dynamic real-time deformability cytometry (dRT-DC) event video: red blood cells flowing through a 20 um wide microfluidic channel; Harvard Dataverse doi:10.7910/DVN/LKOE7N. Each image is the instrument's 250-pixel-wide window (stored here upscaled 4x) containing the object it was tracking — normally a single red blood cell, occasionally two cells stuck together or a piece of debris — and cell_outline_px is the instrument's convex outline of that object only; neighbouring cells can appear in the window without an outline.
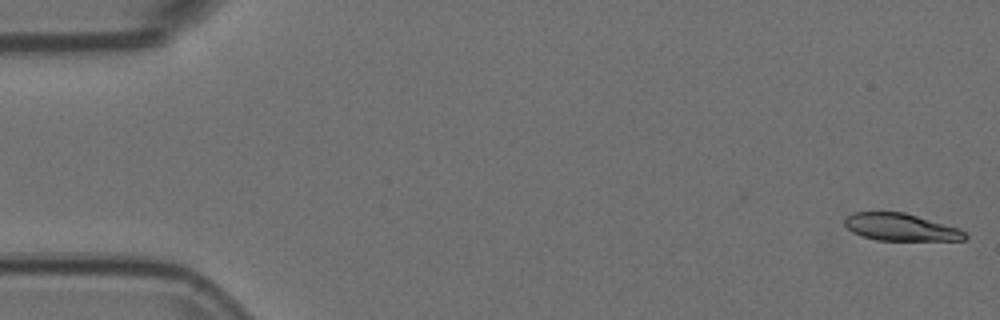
{"species": "Egyptian fruit bat (a non-hibernating species)", "species_latin": "Rousettus aegyptiacus", "temperature_condition": "room temperature", "stored_images_in_passage": 54, "camera_frame_rate_fps": 3000, "um_per_image_px": 0.085, "animal": {"sex": "female"}, "frame": {"image": 1, "passage_image": 1, "time_ms": 0.0, "image_size_px": [1000, 320], "cell_outline_px": [[968, 236], [964, 240], [876, 240], [852, 232], [844, 224], [844, 216], [852, 212], [904, 212], [960, 228]], "centroid_in_image_um": [76.54, 19.3], "position_along_channel_um": 8.5, "area_um2": 19.13}}
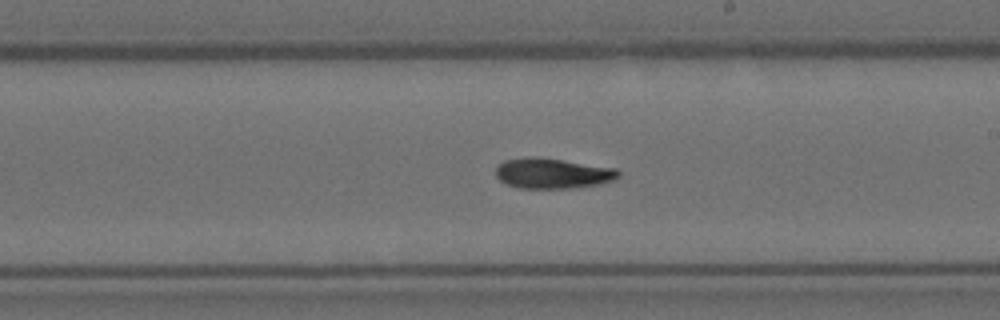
{"frame": {"image": 2, "passage_image": 31, "time_ms": 10.0, "image_size_px": [1000, 320], "cell_outline_px": [[620, 176], [616, 180], [600, 184], [576, 188], [516, 188], [500, 180], [496, 176], [496, 168], [504, 160], [536, 156], [616, 168], [620, 172]], "centroid_in_image_um": [47.01, 14.74], "position_along_channel_um": 242.0, "area_um2": 21.79}}
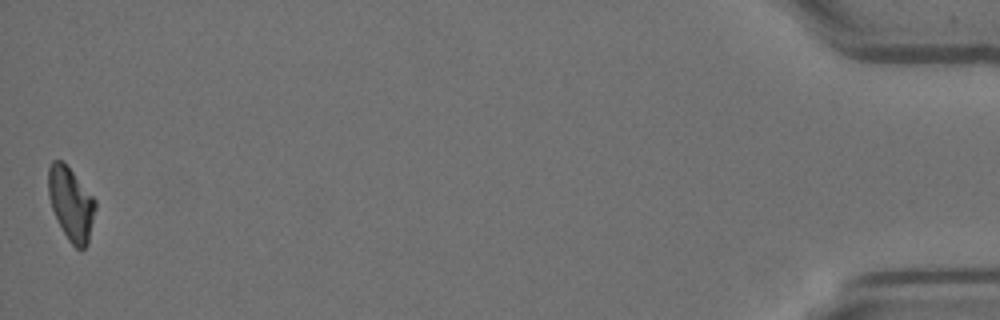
{"frame": {"image": 3, "passage_image": 54, "time_ms": 17.667, "image_size_px": [1000, 320], "cell_outline_px": [[96, 208], [88, 244], [80, 252], [68, 240], [52, 208], [48, 196], [48, 168], [52, 160], [60, 160], [72, 172], [96, 200]], "centroid_in_image_um": [6.04, 17.35], "position_along_channel_um": 429.2, "area_um2": 19.83}, "authors_computed_cell_mechanics": {"area_um2": 20.8658, "velocity_mm_per_s": 3.7027, "shape_relaxation_time_tau1_ms": 5.3882, "shape_relaxation_time_tau2_ms": 5.8963, "deformation_change_tau1": 0.1764, "deformation_change_tau2": 0.122}}